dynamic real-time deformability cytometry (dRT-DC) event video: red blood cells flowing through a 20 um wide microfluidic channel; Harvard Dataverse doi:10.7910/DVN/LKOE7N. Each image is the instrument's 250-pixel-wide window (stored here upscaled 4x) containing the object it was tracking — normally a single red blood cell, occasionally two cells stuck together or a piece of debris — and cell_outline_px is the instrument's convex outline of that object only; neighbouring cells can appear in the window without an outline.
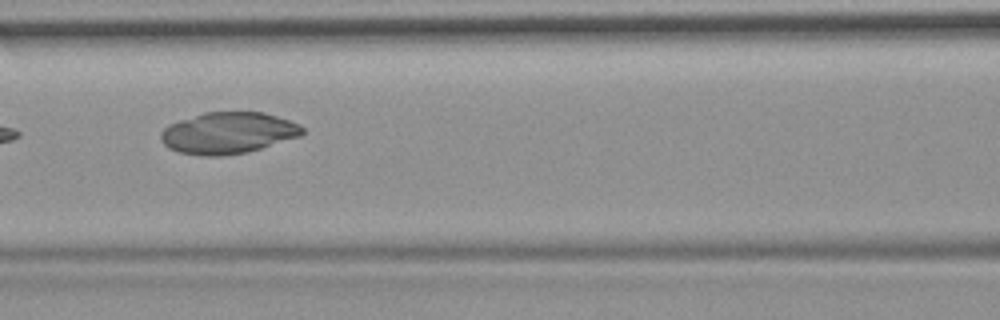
{"species": "common noctule bat (a hibernating species)", "species_latin": "Nyctalus noctula", "temperature_condition": "room temperature", "stored_images_in_passage": 5, "camera_frame_rate_fps": 3000, "um_per_image_px": 0.085, "animal": {"sex": "female", "body_mass_g": 19.9}, "frame": {"image": 1, "passage_image": 4, "time_ms": 1.0, "image_size_px": [1000, 320], "cell_outline_px": [[304, 132], [300, 136], [248, 152], [220, 156], [200, 156], [180, 152], [168, 148], [160, 140], [160, 132], [168, 124], [204, 112], [264, 112], [300, 124], [304, 128]], "centroid_in_image_um": [19.37, 11.3], "position_along_channel_um": 147.2, "area_um2": 34.28}}